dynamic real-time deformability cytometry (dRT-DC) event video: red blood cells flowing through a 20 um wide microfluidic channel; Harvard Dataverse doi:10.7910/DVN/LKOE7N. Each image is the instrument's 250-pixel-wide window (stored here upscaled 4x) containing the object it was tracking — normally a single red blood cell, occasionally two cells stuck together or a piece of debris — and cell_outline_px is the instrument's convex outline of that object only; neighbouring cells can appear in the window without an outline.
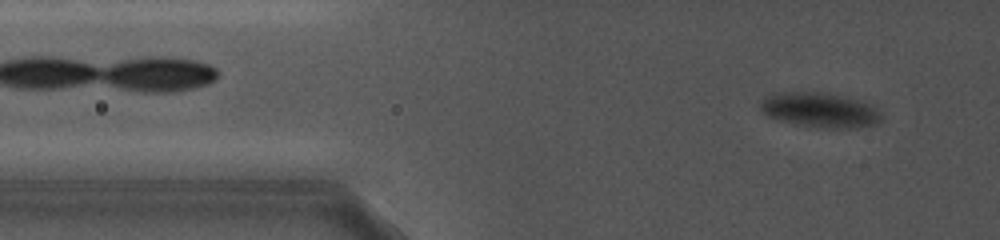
{"species": "common noctule bat (a hibernating species)", "species_latin": "Nyctalus noctula", "temperature_condition": "cold", "stored_images_in_passage": 73, "camera_frame_rate_fps": 5000, "um_per_image_px": 0.085, "animal": {"sex": "female", "body_mass_g": 19.0, "forearm_length_mm": 56.7}, "frame": {"image": 1, "passage_image": 44, "time_ms": 8.8, "image_size_px": [1000, 240], "cell_outline_px": [[880, 120], [876, 124], [856, 128], [824, 128], [796, 124], [780, 120], [768, 116], [760, 108], [760, 104], [764, 96], [772, 92], [824, 92], [860, 100], [876, 104], [880, 112]], "centroid_in_image_um": [69.71, 9.34], "position_along_channel_um": 56.1, "area_um2": 24.85}}
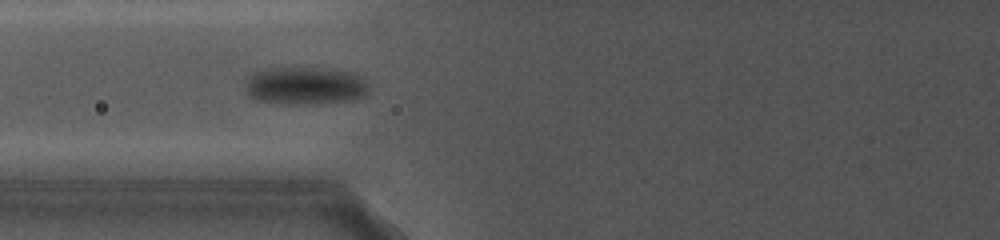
{"frame": {"image": 2, "passage_image": 60, "time_ms": 11.6, "image_size_px": [1000, 240], "cell_outline_px": [[368, 92], [364, 96], [356, 100], [316, 104], [296, 104], [256, 100], [248, 92], [244, 84], [248, 76], [252, 72], [272, 68], [292, 68], [348, 72], [360, 76], [368, 84]], "centroid_in_image_um": [25.93, 7.32], "position_along_channel_um": 99.9, "area_um2": 26.7}}